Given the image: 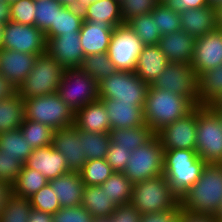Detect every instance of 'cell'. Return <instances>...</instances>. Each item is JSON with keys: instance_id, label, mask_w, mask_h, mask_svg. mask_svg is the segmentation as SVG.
Listing matches in <instances>:
<instances>
[{"instance_id": "6da1fadb", "label": "cell", "mask_w": 222, "mask_h": 222, "mask_svg": "<svg viewBox=\"0 0 222 222\" xmlns=\"http://www.w3.org/2000/svg\"><path fill=\"white\" fill-rule=\"evenodd\" d=\"M222 206V163H207L198 181L180 198V208L216 215Z\"/></svg>"}, {"instance_id": "7a4b0ae2", "label": "cell", "mask_w": 222, "mask_h": 222, "mask_svg": "<svg viewBox=\"0 0 222 222\" xmlns=\"http://www.w3.org/2000/svg\"><path fill=\"white\" fill-rule=\"evenodd\" d=\"M195 106L184 96L148 86L143 114L145 123L156 134L188 114Z\"/></svg>"}, {"instance_id": "3957f363", "label": "cell", "mask_w": 222, "mask_h": 222, "mask_svg": "<svg viewBox=\"0 0 222 222\" xmlns=\"http://www.w3.org/2000/svg\"><path fill=\"white\" fill-rule=\"evenodd\" d=\"M206 164L195 150H164L163 175L173 192L181 198L198 181Z\"/></svg>"}, {"instance_id": "277c9868", "label": "cell", "mask_w": 222, "mask_h": 222, "mask_svg": "<svg viewBox=\"0 0 222 222\" xmlns=\"http://www.w3.org/2000/svg\"><path fill=\"white\" fill-rule=\"evenodd\" d=\"M130 204L142 215L179 209L180 198L162 174L134 184Z\"/></svg>"}, {"instance_id": "5b68a950", "label": "cell", "mask_w": 222, "mask_h": 222, "mask_svg": "<svg viewBox=\"0 0 222 222\" xmlns=\"http://www.w3.org/2000/svg\"><path fill=\"white\" fill-rule=\"evenodd\" d=\"M196 152L206 163H222V115L213 106H197Z\"/></svg>"}, {"instance_id": "8992f818", "label": "cell", "mask_w": 222, "mask_h": 222, "mask_svg": "<svg viewBox=\"0 0 222 222\" xmlns=\"http://www.w3.org/2000/svg\"><path fill=\"white\" fill-rule=\"evenodd\" d=\"M65 69L47 52L37 57L34 67L18 88L23 99L57 93Z\"/></svg>"}, {"instance_id": "52a82bcc", "label": "cell", "mask_w": 222, "mask_h": 222, "mask_svg": "<svg viewBox=\"0 0 222 222\" xmlns=\"http://www.w3.org/2000/svg\"><path fill=\"white\" fill-rule=\"evenodd\" d=\"M25 118L50 126L52 129L74 125L75 112L57 93L24 99Z\"/></svg>"}, {"instance_id": "ba28073f", "label": "cell", "mask_w": 222, "mask_h": 222, "mask_svg": "<svg viewBox=\"0 0 222 222\" xmlns=\"http://www.w3.org/2000/svg\"><path fill=\"white\" fill-rule=\"evenodd\" d=\"M148 84L135 72L116 71L98 83L99 98L144 106Z\"/></svg>"}, {"instance_id": "9c48e42d", "label": "cell", "mask_w": 222, "mask_h": 222, "mask_svg": "<svg viewBox=\"0 0 222 222\" xmlns=\"http://www.w3.org/2000/svg\"><path fill=\"white\" fill-rule=\"evenodd\" d=\"M164 150L158 137L154 135L144 145L134 149L123 171L134 185L145 179L163 174Z\"/></svg>"}, {"instance_id": "30bf717a", "label": "cell", "mask_w": 222, "mask_h": 222, "mask_svg": "<svg viewBox=\"0 0 222 222\" xmlns=\"http://www.w3.org/2000/svg\"><path fill=\"white\" fill-rule=\"evenodd\" d=\"M57 94L75 112L99 99L98 83L80 68L65 69Z\"/></svg>"}, {"instance_id": "8fae6325", "label": "cell", "mask_w": 222, "mask_h": 222, "mask_svg": "<svg viewBox=\"0 0 222 222\" xmlns=\"http://www.w3.org/2000/svg\"><path fill=\"white\" fill-rule=\"evenodd\" d=\"M198 77L191 64L168 63L163 72L151 84L154 88L167 90L186 97L194 106L199 105Z\"/></svg>"}, {"instance_id": "7c38bea8", "label": "cell", "mask_w": 222, "mask_h": 222, "mask_svg": "<svg viewBox=\"0 0 222 222\" xmlns=\"http://www.w3.org/2000/svg\"><path fill=\"white\" fill-rule=\"evenodd\" d=\"M144 46L128 24L124 23L112 31L107 53L118 71L134 72Z\"/></svg>"}, {"instance_id": "4fadbf2b", "label": "cell", "mask_w": 222, "mask_h": 222, "mask_svg": "<svg viewBox=\"0 0 222 222\" xmlns=\"http://www.w3.org/2000/svg\"><path fill=\"white\" fill-rule=\"evenodd\" d=\"M45 34L35 25L8 21L2 24L0 48L22 53L41 55L46 53Z\"/></svg>"}, {"instance_id": "5bb4252c", "label": "cell", "mask_w": 222, "mask_h": 222, "mask_svg": "<svg viewBox=\"0 0 222 222\" xmlns=\"http://www.w3.org/2000/svg\"><path fill=\"white\" fill-rule=\"evenodd\" d=\"M197 106L188 114L159 130L155 135L163 150L189 149L196 151Z\"/></svg>"}, {"instance_id": "9a60e30c", "label": "cell", "mask_w": 222, "mask_h": 222, "mask_svg": "<svg viewBox=\"0 0 222 222\" xmlns=\"http://www.w3.org/2000/svg\"><path fill=\"white\" fill-rule=\"evenodd\" d=\"M46 52L64 69L80 68L85 58L79 32L62 33L57 37L46 38Z\"/></svg>"}, {"instance_id": "2e32d148", "label": "cell", "mask_w": 222, "mask_h": 222, "mask_svg": "<svg viewBox=\"0 0 222 222\" xmlns=\"http://www.w3.org/2000/svg\"><path fill=\"white\" fill-rule=\"evenodd\" d=\"M222 64V30L215 29L195 39L191 66L197 77Z\"/></svg>"}, {"instance_id": "e0dca14e", "label": "cell", "mask_w": 222, "mask_h": 222, "mask_svg": "<svg viewBox=\"0 0 222 222\" xmlns=\"http://www.w3.org/2000/svg\"><path fill=\"white\" fill-rule=\"evenodd\" d=\"M52 146L64 156L69 171L79 172L85 165L86 153L78 139V128L74 125L54 130Z\"/></svg>"}, {"instance_id": "ac0fdd59", "label": "cell", "mask_w": 222, "mask_h": 222, "mask_svg": "<svg viewBox=\"0 0 222 222\" xmlns=\"http://www.w3.org/2000/svg\"><path fill=\"white\" fill-rule=\"evenodd\" d=\"M38 56L0 48V73L19 88L34 67Z\"/></svg>"}, {"instance_id": "d6986e66", "label": "cell", "mask_w": 222, "mask_h": 222, "mask_svg": "<svg viewBox=\"0 0 222 222\" xmlns=\"http://www.w3.org/2000/svg\"><path fill=\"white\" fill-rule=\"evenodd\" d=\"M24 165L39 171L48 181L70 172L64 156L52 145L33 149Z\"/></svg>"}, {"instance_id": "ffe728a7", "label": "cell", "mask_w": 222, "mask_h": 222, "mask_svg": "<svg viewBox=\"0 0 222 222\" xmlns=\"http://www.w3.org/2000/svg\"><path fill=\"white\" fill-rule=\"evenodd\" d=\"M158 45L170 63L191 64L195 38L184 30L162 35Z\"/></svg>"}, {"instance_id": "44dd1931", "label": "cell", "mask_w": 222, "mask_h": 222, "mask_svg": "<svg viewBox=\"0 0 222 222\" xmlns=\"http://www.w3.org/2000/svg\"><path fill=\"white\" fill-rule=\"evenodd\" d=\"M102 100L109 116L111 129H125L145 124L143 106H135L131 103L117 102L111 98H99Z\"/></svg>"}, {"instance_id": "7402d4cb", "label": "cell", "mask_w": 222, "mask_h": 222, "mask_svg": "<svg viewBox=\"0 0 222 222\" xmlns=\"http://www.w3.org/2000/svg\"><path fill=\"white\" fill-rule=\"evenodd\" d=\"M113 30L100 21H83L79 35L84 55L108 52Z\"/></svg>"}, {"instance_id": "603a6c76", "label": "cell", "mask_w": 222, "mask_h": 222, "mask_svg": "<svg viewBox=\"0 0 222 222\" xmlns=\"http://www.w3.org/2000/svg\"><path fill=\"white\" fill-rule=\"evenodd\" d=\"M74 126L86 132L109 133L111 124L101 99L75 111Z\"/></svg>"}, {"instance_id": "cb8c5ba5", "label": "cell", "mask_w": 222, "mask_h": 222, "mask_svg": "<svg viewBox=\"0 0 222 222\" xmlns=\"http://www.w3.org/2000/svg\"><path fill=\"white\" fill-rule=\"evenodd\" d=\"M179 18L181 30L195 39L216 29V10L211 5L179 12Z\"/></svg>"}, {"instance_id": "d4e9b609", "label": "cell", "mask_w": 222, "mask_h": 222, "mask_svg": "<svg viewBox=\"0 0 222 222\" xmlns=\"http://www.w3.org/2000/svg\"><path fill=\"white\" fill-rule=\"evenodd\" d=\"M61 207L80 206L83 199V184L79 172H68L49 181Z\"/></svg>"}, {"instance_id": "484cf974", "label": "cell", "mask_w": 222, "mask_h": 222, "mask_svg": "<svg viewBox=\"0 0 222 222\" xmlns=\"http://www.w3.org/2000/svg\"><path fill=\"white\" fill-rule=\"evenodd\" d=\"M169 61L159 45H145L137 59L135 73L148 85L163 72Z\"/></svg>"}, {"instance_id": "4316f807", "label": "cell", "mask_w": 222, "mask_h": 222, "mask_svg": "<svg viewBox=\"0 0 222 222\" xmlns=\"http://www.w3.org/2000/svg\"><path fill=\"white\" fill-rule=\"evenodd\" d=\"M81 10L84 21H100L113 28L124 24L119 0H96Z\"/></svg>"}, {"instance_id": "83f0119b", "label": "cell", "mask_w": 222, "mask_h": 222, "mask_svg": "<svg viewBox=\"0 0 222 222\" xmlns=\"http://www.w3.org/2000/svg\"><path fill=\"white\" fill-rule=\"evenodd\" d=\"M200 106H213L222 97V64L198 76Z\"/></svg>"}, {"instance_id": "f1b7e54d", "label": "cell", "mask_w": 222, "mask_h": 222, "mask_svg": "<svg viewBox=\"0 0 222 222\" xmlns=\"http://www.w3.org/2000/svg\"><path fill=\"white\" fill-rule=\"evenodd\" d=\"M81 205L93 218L110 217L117 207L100 186H85Z\"/></svg>"}, {"instance_id": "f546056e", "label": "cell", "mask_w": 222, "mask_h": 222, "mask_svg": "<svg viewBox=\"0 0 222 222\" xmlns=\"http://www.w3.org/2000/svg\"><path fill=\"white\" fill-rule=\"evenodd\" d=\"M25 119L24 99L17 93L0 100V133L20 128Z\"/></svg>"}, {"instance_id": "4dcf8cb0", "label": "cell", "mask_w": 222, "mask_h": 222, "mask_svg": "<svg viewBox=\"0 0 222 222\" xmlns=\"http://www.w3.org/2000/svg\"><path fill=\"white\" fill-rule=\"evenodd\" d=\"M83 21V14L80 7L63 6L57 11L55 25H51L44 33L45 38L57 37L62 33L80 32Z\"/></svg>"}, {"instance_id": "1f68e13d", "label": "cell", "mask_w": 222, "mask_h": 222, "mask_svg": "<svg viewBox=\"0 0 222 222\" xmlns=\"http://www.w3.org/2000/svg\"><path fill=\"white\" fill-rule=\"evenodd\" d=\"M109 134L112 143L130 151L144 145L155 135L146 123L133 128L111 129Z\"/></svg>"}, {"instance_id": "d6a6232c", "label": "cell", "mask_w": 222, "mask_h": 222, "mask_svg": "<svg viewBox=\"0 0 222 222\" xmlns=\"http://www.w3.org/2000/svg\"><path fill=\"white\" fill-rule=\"evenodd\" d=\"M48 183V179L42 173L23 165L11 189L13 195L29 198Z\"/></svg>"}, {"instance_id": "836d02e7", "label": "cell", "mask_w": 222, "mask_h": 222, "mask_svg": "<svg viewBox=\"0 0 222 222\" xmlns=\"http://www.w3.org/2000/svg\"><path fill=\"white\" fill-rule=\"evenodd\" d=\"M0 149L17 158L23 165L33 152L20 128L0 133Z\"/></svg>"}, {"instance_id": "e575fe53", "label": "cell", "mask_w": 222, "mask_h": 222, "mask_svg": "<svg viewBox=\"0 0 222 222\" xmlns=\"http://www.w3.org/2000/svg\"><path fill=\"white\" fill-rule=\"evenodd\" d=\"M100 187L117 206L130 203L133 184L123 172H114Z\"/></svg>"}, {"instance_id": "d590c367", "label": "cell", "mask_w": 222, "mask_h": 222, "mask_svg": "<svg viewBox=\"0 0 222 222\" xmlns=\"http://www.w3.org/2000/svg\"><path fill=\"white\" fill-rule=\"evenodd\" d=\"M80 69L97 83L118 71L107 52L85 56Z\"/></svg>"}, {"instance_id": "8d00e7d4", "label": "cell", "mask_w": 222, "mask_h": 222, "mask_svg": "<svg viewBox=\"0 0 222 222\" xmlns=\"http://www.w3.org/2000/svg\"><path fill=\"white\" fill-rule=\"evenodd\" d=\"M78 139L82 142V149L87 160L105 158L111 139L109 133H93L78 129Z\"/></svg>"}, {"instance_id": "74e56055", "label": "cell", "mask_w": 222, "mask_h": 222, "mask_svg": "<svg viewBox=\"0 0 222 222\" xmlns=\"http://www.w3.org/2000/svg\"><path fill=\"white\" fill-rule=\"evenodd\" d=\"M144 45H158L161 32L152 14L139 15L127 22Z\"/></svg>"}, {"instance_id": "f35d334b", "label": "cell", "mask_w": 222, "mask_h": 222, "mask_svg": "<svg viewBox=\"0 0 222 222\" xmlns=\"http://www.w3.org/2000/svg\"><path fill=\"white\" fill-rule=\"evenodd\" d=\"M20 129L33 149L52 145L54 129L50 126L25 118Z\"/></svg>"}, {"instance_id": "ab89813d", "label": "cell", "mask_w": 222, "mask_h": 222, "mask_svg": "<svg viewBox=\"0 0 222 222\" xmlns=\"http://www.w3.org/2000/svg\"><path fill=\"white\" fill-rule=\"evenodd\" d=\"M115 171L105 158L87 160L79 171L80 178L85 186H100Z\"/></svg>"}, {"instance_id": "60d3db41", "label": "cell", "mask_w": 222, "mask_h": 222, "mask_svg": "<svg viewBox=\"0 0 222 222\" xmlns=\"http://www.w3.org/2000/svg\"><path fill=\"white\" fill-rule=\"evenodd\" d=\"M62 7L57 0H35L34 25L45 33L51 25H55L57 11Z\"/></svg>"}, {"instance_id": "b9f144b4", "label": "cell", "mask_w": 222, "mask_h": 222, "mask_svg": "<svg viewBox=\"0 0 222 222\" xmlns=\"http://www.w3.org/2000/svg\"><path fill=\"white\" fill-rule=\"evenodd\" d=\"M32 210L28 198L11 195L6 208L0 215V222H27Z\"/></svg>"}, {"instance_id": "7bdbcfd3", "label": "cell", "mask_w": 222, "mask_h": 222, "mask_svg": "<svg viewBox=\"0 0 222 222\" xmlns=\"http://www.w3.org/2000/svg\"><path fill=\"white\" fill-rule=\"evenodd\" d=\"M150 13L156 20L161 35L181 30L179 13L170 9L164 2H160Z\"/></svg>"}, {"instance_id": "ee69618b", "label": "cell", "mask_w": 222, "mask_h": 222, "mask_svg": "<svg viewBox=\"0 0 222 222\" xmlns=\"http://www.w3.org/2000/svg\"><path fill=\"white\" fill-rule=\"evenodd\" d=\"M31 207L35 210L55 214L61 209L59 200L50 184H46L38 192L28 198Z\"/></svg>"}, {"instance_id": "f6af8a7d", "label": "cell", "mask_w": 222, "mask_h": 222, "mask_svg": "<svg viewBox=\"0 0 222 222\" xmlns=\"http://www.w3.org/2000/svg\"><path fill=\"white\" fill-rule=\"evenodd\" d=\"M159 3V0H122L120 7L123 22L127 23L136 16L149 14Z\"/></svg>"}, {"instance_id": "bcb514c9", "label": "cell", "mask_w": 222, "mask_h": 222, "mask_svg": "<svg viewBox=\"0 0 222 222\" xmlns=\"http://www.w3.org/2000/svg\"><path fill=\"white\" fill-rule=\"evenodd\" d=\"M10 20L25 25H34L35 0H18L10 4Z\"/></svg>"}, {"instance_id": "7dc6e473", "label": "cell", "mask_w": 222, "mask_h": 222, "mask_svg": "<svg viewBox=\"0 0 222 222\" xmlns=\"http://www.w3.org/2000/svg\"><path fill=\"white\" fill-rule=\"evenodd\" d=\"M23 164L0 149V180L12 186L21 172Z\"/></svg>"}, {"instance_id": "c3c4849f", "label": "cell", "mask_w": 222, "mask_h": 222, "mask_svg": "<svg viewBox=\"0 0 222 222\" xmlns=\"http://www.w3.org/2000/svg\"><path fill=\"white\" fill-rule=\"evenodd\" d=\"M93 216L82 206L61 207L53 214V222H92Z\"/></svg>"}, {"instance_id": "681fc988", "label": "cell", "mask_w": 222, "mask_h": 222, "mask_svg": "<svg viewBox=\"0 0 222 222\" xmlns=\"http://www.w3.org/2000/svg\"><path fill=\"white\" fill-rule=\"evenodd\" d=\"M132 151L128 148L120 147L118 144L110 143L105 159L116 172H123Z\"/></svg>"}, {"instance_id": "f907efd6", "label": "cell", "mask_w": 222, "mask_h": 222, "mask_svg": "<svg viewBox=\"0 0 222 222\" xmlns=\"http://www.w3.org/2000/svg\"><path fill=\"white\" fill-rule=\"evenodd\" d=\"M140 214L130 203L117 206L111 217V222H139Z\"/></svg>"}, {"instance_id": "816d5d0a", "label": "cell", "mask_w": 222, "mask_h": 222, "mask_svg": "<svg viewBox=\"0 0 222 222\" xmlns=\"http://www.w3.org/2000/svg\"><path fill=\"white\" fill-rule=\"evenodd\" d=\"M180 217L179 209H170L150 214H142L139 222H178Z\"/></svg>"}, {"instance_id": "f5cc1de1", "label": "cell", "mask_w": 222, "mask_h": 222, "mask_svg": "<svg viewBox=\"0 0 222 222\" xmlns=\"http://www.w3.org/2000/svg\"><path fill=\"white\" fill-rule=\"evenodd\" d=\"M163 2L170 9L178 13L189 9H200L211 5L209 0H165Z\"/></svg>"}, {"instance_id": "db71d44e", "label": "cell", "mask_w": 222, "mask_h": 222, "mask_svg": "<svg viewBox=\"0 0 222 222\" xmlns=\"http://www.w3.org/2000/svg\"><path fill=\"white\" fill-rule=\"evenodd\" d=\"M178 222H219L215 215L196 214L185 211L180 208V217Z\"/></svg>"}, {"instance_id": "11a10c76", "label": "cell", "mask_w": 222, "mask_h": 222, "mask_svg": "<svg viewBox=\"0 0 222 222\" xmlns=\"http://www.w3.org/2000/svg\"><path fill=\"white\" fill-rule=\"evenodd\" d=\"M18 93V88L15 87L4 75L0 73V100L13 97Z\"/></svg>"}, {"instance_id": "9f6ffc18", "label": "cell", "mask_w": 222, "mask_h": 222, "mask_svg": "<svg viewBox=\"0 0 222 222\" xmlns=\"http://www.w3.org/2000/svg\"><path fill=\"white\" fill-rule=\"evenodd\" d=\"M12 194L11 186L0 180V215L6 208L7 201Z\"/></svg>"}, {"instance_id": "6f0895ef", "label": "cell", "mask_w": 222, "mask_h": 222, "mask_svg": "<svg viewBox=\"0 0 222 222\" xmlns=\"http://www.w3.org/2000/svg\"><path fill=\"white\" fill-rule=\"evenodd\" d=\"M27 222H53V214L32 208Z\"/></svg>"}, {"instance_id": "680465c9", "label": "cell", "mask_w": 222, "mask_h": 222, "mask_svg": "<svg viewBox=\"0 0 222 222\" xmlns=\"http://www.w3.org/2000/svg\"><path fill=\"white\" fill-rule=\"evenodd\" d=\"M11 11L10 4L4 0H0V23L5 24L10 21Z\"/></svg>"}, {"instance_id": "91938a15", "label": "cell", "mask_w": 222, "mask_h": 222, "mask_svg": "<svg viewBox=\"0 0 222 222\" xmlns=\"http://www.w3.org/2000/svg\"><path fill=\"white\" fill-rule=\"evenodd\" d=\"M216 10V29L222 30V3L215 7Z\"/></svg>"}, {"instance_id": "94428289", "label": "cell", "mask_w": 222, "mask_h": 222, "mask_svg": "<svg viewBox=\"0 0 222 222\" xmlns=\"http://www.w3.org/2000/svg\"><path fill=\"white\" fill-rule=\"evenodd\" d=\"M61 5L66 7H79V0H57Z\"/></svg>"}, {"instance_id": "6125c7cd", "label": "cell", "mask_w": 222, "mask_h": 222, "mask_svg": "<svg viewBox=\"0 0 222 222\" xmlns=\"http://www.w3.org/2000/svg\"><path fill=\"white\" fill-rule=\"evenodd\" d=\"M213 107L222 115V97L213 105Z\"/></svg>"}, {"instance_id": "be15d7a7", "label": "cell", "mask_w": 222, "mask_h": 222, "mask_svg": "<svg viewBox=\"0 0 222 222\" xmlns=\"http://www.w3.org/2000/svg\"><path fill=\"white\" fill-rule=\"evenodd\" d=\"M92 222H111V217L93 218Z\"/></svg>"}, {"instance_id": "e7e4bbea", "label": "cell", "mask_w": 222, "mask_h": 222, "mask_svg": "<svg viewBox=\"0 0 222 222\" xmlns=\"http://www.w3.org/2000/svg\"><path fill=\"white\" fill-rule=\"evenodd\" d=\"M96 0H79V7L81 8L82 6L86 5L87 3L94 2Z\"/></svg>"}, {"instance_id": "03108f58", "label": "cell", "mask_w": 222, "mask_h": 222, "mask_svg": "<svg viewBox=\"0 0 222 222\" xmlns=\"http://www.w3.org/2000/svg\"><path fill=\"white\" fill-rule=\"evenodd\" d=\"M209 2L211 4V6L216 7V6H218L219 4L222 3V0H209Z\"/></svg>"}, {"instance_id": "003e7915", "label": "cell", "mask_w": 222, "mask_h": 222, "mask_svg": "<svg viewBox=\"0 0 222 222\" xmlns=\"http://www.w3.org/2000/svg\"><path fill=\"white\" fill-rule=\"evenodd\" d=\"M219 222H222V206L220 207V210L215 215Z\"/></svg>"}, {"instance_id": "a7ac6f4b", "label": "cell", "mask_w": 222, "mask_h": 222, "mask_svg": "<svg viewBox=\"0 0 222 222\" xmlns=\"http://www.w3.org/2000/svg\"><path fill=\"white\" fill-rule=\"evenodd\" d=\"M1 35H2V24L0 23V45H1Z\"/></svg>"}, {"instance_id": "89a4df30", "label": "cell", "mask_w": 222, "mask_h": 222, "mask_svg": "<svg viewBox=\"0 0 222 222\" xmlns=\"http://www.w3.org/2000/svg\"><path fill=\"white\" fill-rule=\"evenodd\" d=\"M4 1L11 4V3L15 2V1H18V0H4Z\"/></svg>"}]
</instances>
